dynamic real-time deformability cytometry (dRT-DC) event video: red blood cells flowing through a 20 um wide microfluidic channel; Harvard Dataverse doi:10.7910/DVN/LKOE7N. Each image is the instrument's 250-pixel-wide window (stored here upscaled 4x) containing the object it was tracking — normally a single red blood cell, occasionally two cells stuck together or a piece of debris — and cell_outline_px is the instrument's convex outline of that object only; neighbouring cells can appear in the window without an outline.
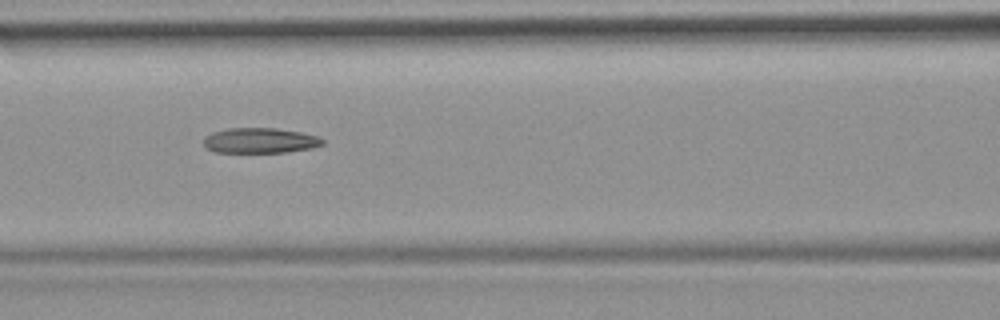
{"species": "common noctule bat (a hibernating species)", "species_latin": "Nyctalus noctula", "temperature_condition": "room temperature", "stored_images_in_passage": 52, "camera_frame_rate_fps": 3000, "um_per_image_px": 0.085, "animal": {"sex": "female", "body_mass_g": 19.9}, "frame": {"image": 1, "passage_image": 23, "time_ms": 7.333, "image_size_px": [1000, 320], "cell_outline_px": [[324, 144], [312, 148], [288, 152], [216, 152], [204, 148], [204, 140], [212, 132], [228, 128], [276, 128], [300, 132], [316, 136], [324, 140]], "centroid_in_image_um": [22.1, 11.95], "position_along_channel_um": 144.5, "area_um2": 17.46}, "authors_computed_cell_mechanics": {"area_um2": 18.2937, "velocity_mm_per_s": 3.9259, "shape_relaxation_time_tau1_ms": null, "shape_relaxation_time_tau2_ms": 3.9286, "deformation_change_tau1": null, "deformation_change_tau2": 0.1461}}